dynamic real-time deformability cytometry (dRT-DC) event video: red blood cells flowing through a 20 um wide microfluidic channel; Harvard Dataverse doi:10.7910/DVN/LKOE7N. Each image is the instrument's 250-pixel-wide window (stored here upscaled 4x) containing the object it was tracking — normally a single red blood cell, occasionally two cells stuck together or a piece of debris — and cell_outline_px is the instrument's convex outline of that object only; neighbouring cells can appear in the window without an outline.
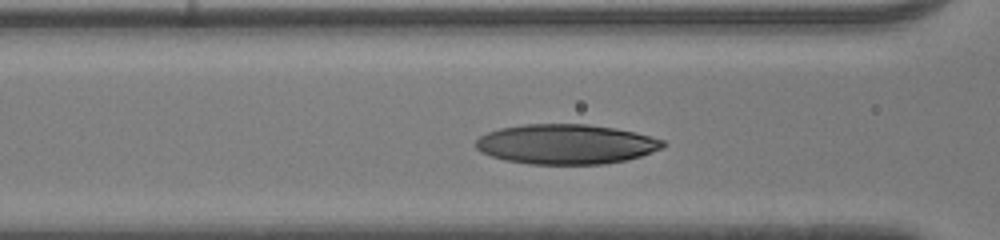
{"species": "human", "species_latin": "Homo sapiens", "temperature_condition": "room temperature", "stored_images_in_passage": 28, "camera_frame_rate_fps": 3000, "um_per_image_px": 0.085, "donor": {"sex": "male"}, "frame": {"image": 1, "passage_image": 6, "time_ms": 1.667, "image_size_px": [1000, 240], "cell_outline_px": [[664, 148], [640, 156], [624, 160], [604, 164], [528, 164], [504, 160], [480, 152], [476, 148], [476, 140], [480, 136], [488, 132], [500, 128], [524, 124], [588, 124], [616, 128], [664, 140]], "centroid_in_image_um": [48.08, 12.25], "position_along_channel_um": 118.5, "area_um2": 43.41}}
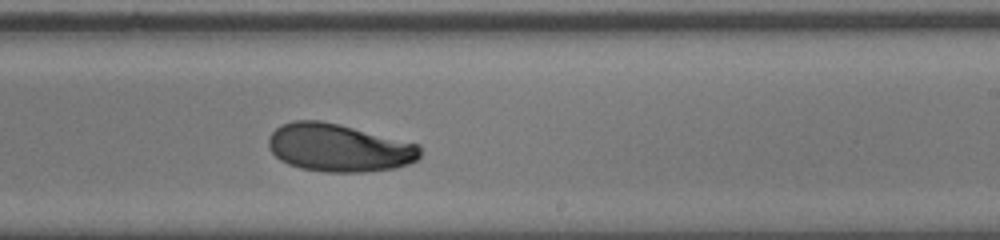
{"frame": {"image": 2, "passage_image": 16, "time_ms": 5.0, "image_size_px": [1000, 240], "cell_outline_px": [[420, 156], [416, 160], [408, 164], [396, 168], [364, 172], [324, 172], [300, 168], [288, 164], [280, 160], [268, 148], [268, 136], [280, 124], [292, 120], [320, 120], [340, 124], [420, 144]], "centroid_in_image_um": [28.79, 12.55], "position_along_channel_um": 260.2, "area_um2": 42.71}}
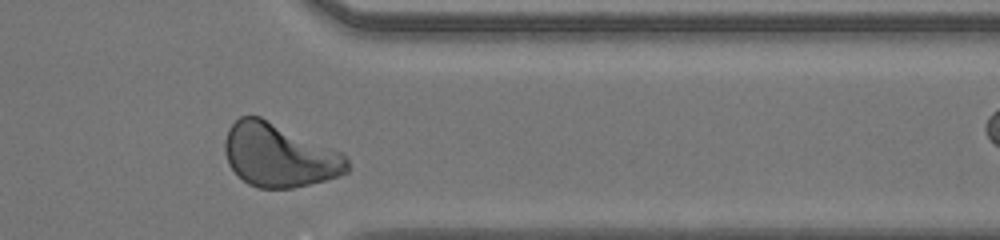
{"frame": {"image": 3, "passage_image": 25, "time_ms": 8.0, "image_size_px": [1000, 240], "cell_outline_px": [[348, 172], [324, 180], [292, 188], [260, 188], [248, 184], [228, 164], [224, 152], [224, 140], [228, 128], [240, 116], [260, 116], [344, 152], [348, 156]], "centroid_in_image_um": [23.74, 13.18], "position_along_channel_um": 387.7, "area_um2": 45.37}}